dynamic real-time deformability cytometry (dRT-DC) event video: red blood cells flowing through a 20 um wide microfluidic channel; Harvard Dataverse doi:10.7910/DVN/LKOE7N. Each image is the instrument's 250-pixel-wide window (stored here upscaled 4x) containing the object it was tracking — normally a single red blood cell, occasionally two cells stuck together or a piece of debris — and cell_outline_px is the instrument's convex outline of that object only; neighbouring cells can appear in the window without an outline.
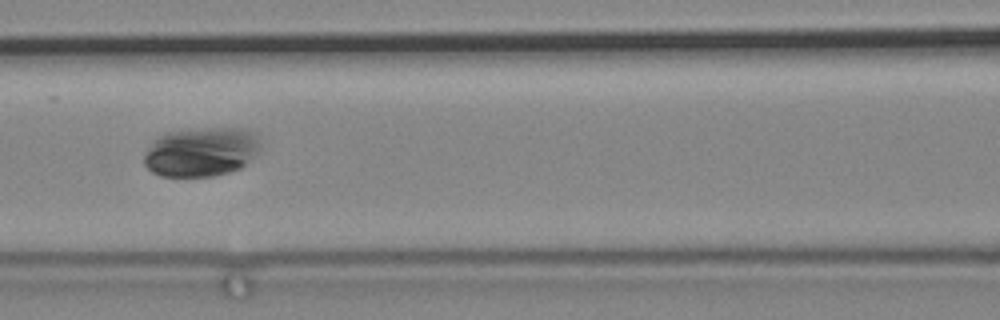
{"species": "common noctule bat (a hibernating species)", "species_latin": "Nyctalus noctula", "temperature_condition": "cold", "stored_images_in_passage": 54, "segment_of_instrument_passage": [1, 2], "camera_frame_rate_fps": 3000, "um_per_image_px": 0.085, "animal": {"sex": "male", "body_mass_g": 19.2, "forearm_length_mm": 51.8}, "frame": {"image": 1, "passage_image": 15, "time_ms": 4.667, "image_size_px": [1000, 320], "cell_outline_px": [[260, 148], [240, 168], [228, 172], [212, 176], [160, 176], [152, 172], [144, 164], [144, 156], [152, 140], [168, 132], [208, 128], [240, 128], [252, 132], [260, 136]], "centroid_in_image_um": [17.09, 12.9], "position_along_channel_um": 149.5, "area_um2": 33.12}}